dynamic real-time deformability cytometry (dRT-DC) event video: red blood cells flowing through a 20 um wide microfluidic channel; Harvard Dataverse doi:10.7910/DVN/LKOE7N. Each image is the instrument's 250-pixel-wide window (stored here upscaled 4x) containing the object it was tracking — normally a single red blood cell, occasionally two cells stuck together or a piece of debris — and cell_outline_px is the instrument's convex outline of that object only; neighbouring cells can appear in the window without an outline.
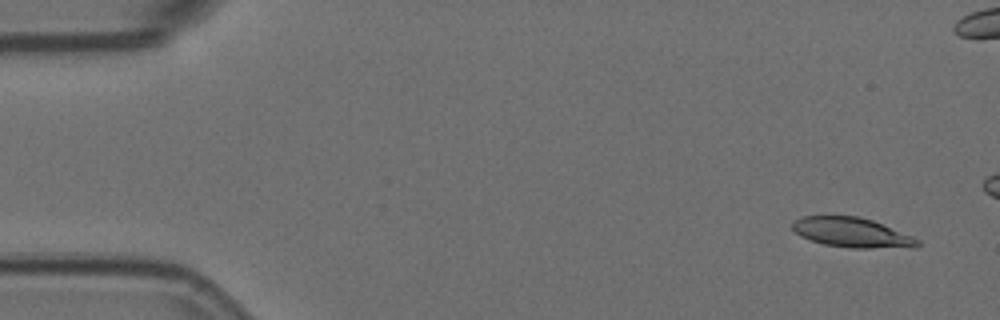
{"species": "Egyptian fruit bat (a non-hibernating species)", "species_latin": "Rousettus aegyptiacus", "temperature_condition": "room temperature", "stored_images_in_passage": 5, "camera_frame_rate_fps": 3000, "um_per_image_px": 0.085, "animal": {"sex": "female"}, "frame": {"image": 1, "passage_image": 1, "time_ms": 0.0, "image_size_px": [1000, 320], "cell_outline_px": [[920, 244], [916, 248], [848, 248], [824, 244], [800, 236], [792, 228], [792, 224], [800, 216], [856, 216], [872, 220], [912, 236], [920, 240]], "centroid_in_image_um": [72.44, 19.78], "position_along_channel_um": 12.6, "area_um2": 21.68}}